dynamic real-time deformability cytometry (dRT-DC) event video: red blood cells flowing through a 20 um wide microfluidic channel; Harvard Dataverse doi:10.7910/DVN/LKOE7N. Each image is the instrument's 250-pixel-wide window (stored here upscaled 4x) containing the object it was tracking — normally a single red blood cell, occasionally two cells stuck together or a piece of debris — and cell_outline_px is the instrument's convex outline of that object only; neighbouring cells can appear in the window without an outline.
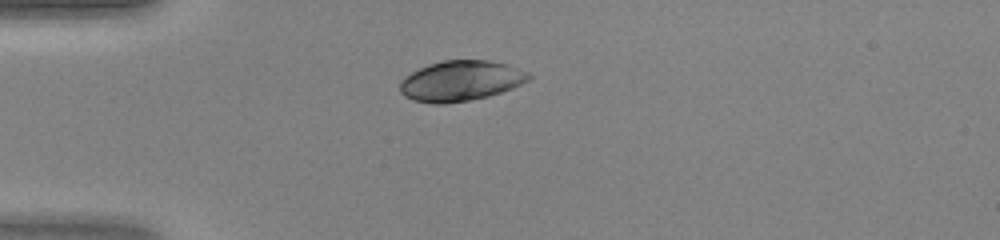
{"species": "human", "species_latin": "Homo sapiens", "temperature_condition": "warm", "stored_images_in_passage": 35, "camera_frame_rate_fps": 3000, "um_per_image_px": 0.085, "donor": {"sex": "female"}, "frame": {"image": 1, "passage_image": 1, "time_ms": 0.0, "image_size_px": [1000, 240], "cell_outline_px": [[532, 76], [528, 80], [512, 88], [488, 96], [468, 100], [444, 104], [436, 104], [412, 100], [404, 96], [400, 92], [400, 84], [412, 72], [420, 68], [444, 60], [488, 60], [504, 64], [528, 72]], "centroid_in_image_um": [39.16, 6.88], "position_along_channel_um": 45.8, "area_um2": 29.77}}
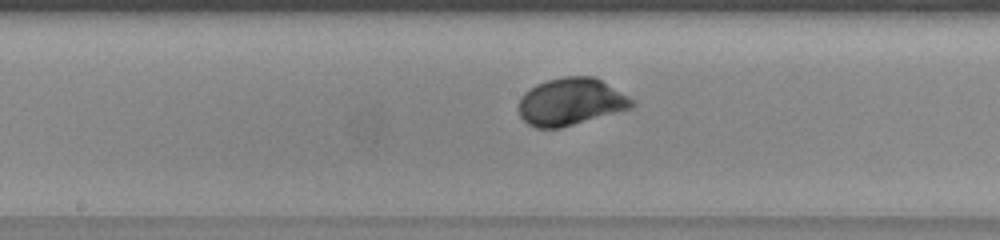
{"frame": {"image": 2, "passage_image": 13, "time_ms": 4.0, "image_size_px": [1000, 240], "cell_outline_px": [[636, 104], [632, 108], [560, 128], [536, 128], [528, 124], [520, 116], [520, 96], [524, 92], [536, 84], [548, 80], [564, 76], [592, 76], [600, 80], [628, 96]], "centroid_in_image_um": [48.5, 8.65], "position_along_channel_um": 199.7, "area_um2": 30.92}}
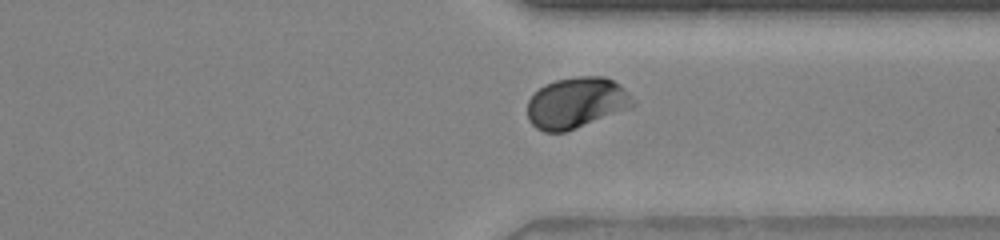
{"frame": {"image": 3, "passage_image": 24, "time_ms": 7.667, "image_size_px": [1000, 240], "cell_outline_px": [[636, 104], [632, 108], [576, 128], [564, 132], [544, 132], [536, 128], [528, 120], [528, 100], [544, 84], [556, 80], [576, 76], [604, 76], [620, 84]], "centroid_in_image_um": [48.99, 8.74], "position_along_channel_um": 362.4, "area_um2": 31.33}}